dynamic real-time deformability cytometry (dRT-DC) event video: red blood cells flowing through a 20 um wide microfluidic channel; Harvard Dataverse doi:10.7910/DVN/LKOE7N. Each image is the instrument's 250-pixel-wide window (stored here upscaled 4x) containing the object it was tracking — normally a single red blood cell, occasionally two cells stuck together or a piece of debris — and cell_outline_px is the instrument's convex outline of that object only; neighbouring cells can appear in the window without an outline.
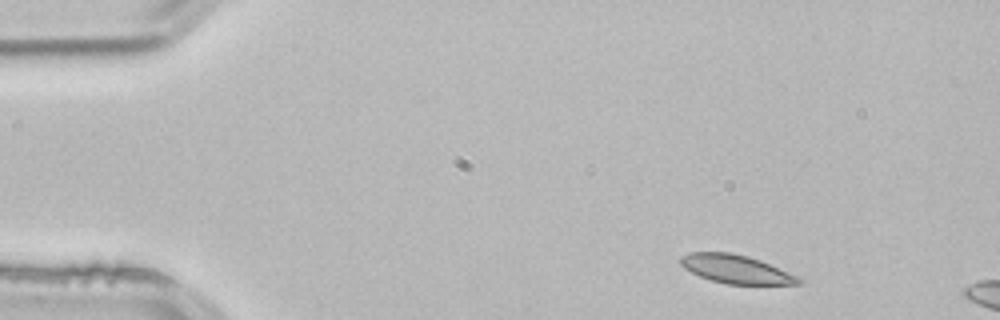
{"species": "common noctule bat (a hibernating species)", "species_latin": "Nyctalus noctula", "temperature_condition": "room temperature", "stored_images_in_passage": 2, "camera_frame_rate_fps": 3000, "um_per_image_px": 0.085, "animal": {"sex": "male", "body_mass_g": 21.5, "forearm_length_mm": 52.0}, "frame": {"image": 1, "passage_image": 1, "time_ms": 0.0, "image_size_px": [1000, 320], "cell_outline_px": [[804, 280], [800, 284], [724, 284], [700, 276], [684, 268], [680, 264], [680, 256], [692, 252], [728, 252], [748, 256], [760, 260], [796, 276]], "centroid_in_image_um": [62.53, 22.87], "position_along_channel_um": 22.5, "area_um2": 19.36}}